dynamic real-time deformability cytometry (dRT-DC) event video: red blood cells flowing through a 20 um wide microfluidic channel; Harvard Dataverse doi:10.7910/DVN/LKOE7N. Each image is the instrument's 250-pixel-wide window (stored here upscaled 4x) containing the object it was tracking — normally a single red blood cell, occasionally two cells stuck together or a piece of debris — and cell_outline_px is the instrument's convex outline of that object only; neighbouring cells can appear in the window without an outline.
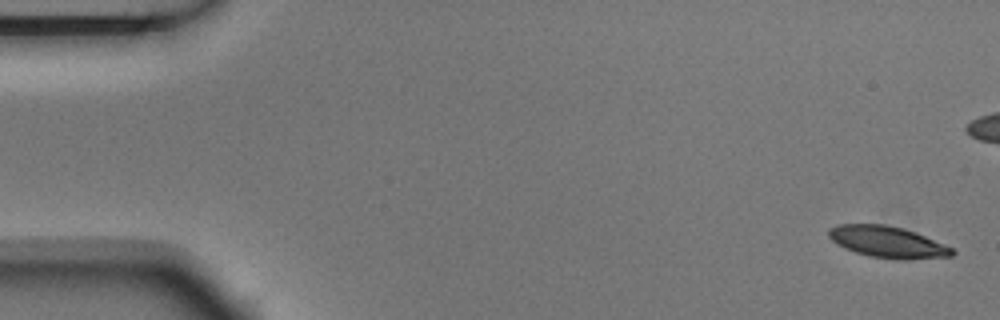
{"species": "Egyptian fruit bat (a non-hibernating species)", "species_latin": "Rousettus aegyptiacus", "temperature_condition": "room temperature", "stored_images_in_passage": 8, "camera_frame_rate_fps": 3000, "um_per_image_px": 0.085, "animal": {"sex": "male"}, "frame": {"image": 1, "passage_image": 1, "time_ms": 0.0, "image_size_px": [1000, 320], "cell_outline_px": [[956, 252], [952, 256], [908, 260], [896, 260], [872, 256], [856, 252], [844, 248], [836, 244], [828, 236], [828, 228], [836, 224], [884, 224], [904, 228], [944, 244], [952, 248]], "centroid_in_image_um": [75.42, 20.57], "position_along_channel_um": 9.6, "area_um2": 22.72}}
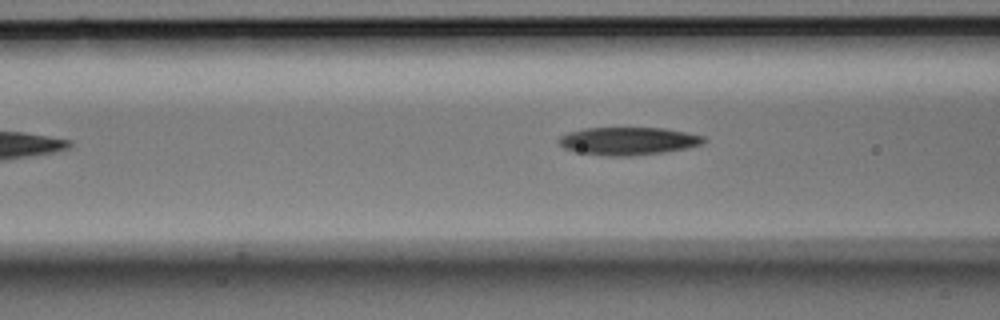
{"frame": {"image": 2, "passage_image": 8, "time_ms": 2.333, "image_size_px": [1000, 320], "cell_outline_px": [[708, 140], [700, 144], [688, 148], [664, 152], [632, 156], [604, 156], [576, 152], [564, 148], [556, 140], [560, 136], [568, 132], [584, 128], [664, 128], [704, 136]], "centroid_in_image_um": [53.37, 11.99], "position_along_channel_um": 113.2, "area_um2": 23.64}}